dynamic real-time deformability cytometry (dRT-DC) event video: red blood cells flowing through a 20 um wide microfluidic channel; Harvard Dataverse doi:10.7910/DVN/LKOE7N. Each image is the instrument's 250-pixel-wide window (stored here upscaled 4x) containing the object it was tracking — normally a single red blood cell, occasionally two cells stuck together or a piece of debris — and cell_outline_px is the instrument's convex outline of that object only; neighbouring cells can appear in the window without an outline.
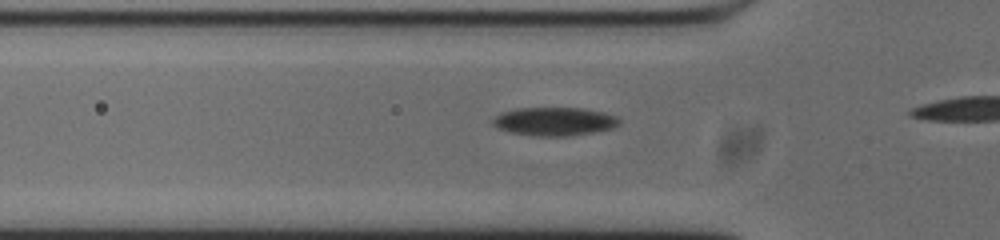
{"species": "common noctule bat (a hibernating species)", "species_latin": "Nyctalus noctula", "temperature_condition": "cold", "stored_images_in_passage": 14, "camera_frame_rate_fps": 3000, "um_per_image_px": 0.085, "animal": {"sex": "male", "body_mass_g": 20.0, "forearm_length_mm": 53.3}, "frame": {"image": 1, "passage_image": 12, "time_ms": 3.667, "image_size_px": [1000, 240], "cell_outline_px": [[620, 124], [612, 128], [592, 132], [568, 136], [536, 136], [512, 132], [500, 128], [492, 124], [492, 120], [500, 112], [516, 108], [584, 108], [604, 112], [616, 116], [620, 120]], "centroid_in_image_um": [47.14, 10.31], "position_along_channel_um": 78.7, "area_um2": 20.87}}